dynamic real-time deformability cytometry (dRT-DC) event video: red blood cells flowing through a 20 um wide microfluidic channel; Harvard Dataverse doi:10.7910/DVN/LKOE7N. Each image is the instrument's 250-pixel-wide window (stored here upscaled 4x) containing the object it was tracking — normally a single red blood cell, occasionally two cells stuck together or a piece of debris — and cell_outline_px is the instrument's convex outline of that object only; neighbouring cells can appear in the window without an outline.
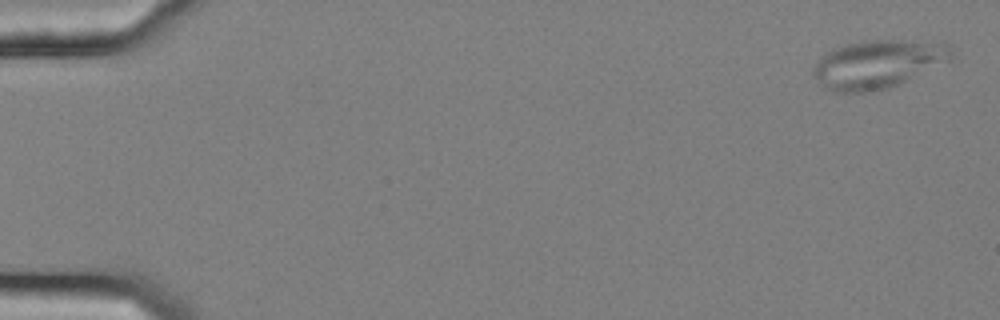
{"species": "common noctule bat (a hibernating species)", "species_latin": "Nyctalus noctula", "temperature_condition": "cold", "stored_images_in_passage": 57, "camera_frame_rate_fps": 3000, "um_per_image_px": 0.085, "animal": {"sex": "female", "body_mass_g": 25.1}, "frame": {"image": 1, "passage_image": 2, "time_ms": 0.333, "image_size_px": [1000, 320], "cell_outline_px": [[952, 56], [948, 60], [900, 84], [888, 88], [864, 92], [832, 92], [824, 88], [812, 72], [812, 68], [824, 52], [832, 48], [860, 40], [944, 40], [952, 48]], "centroid_in_image_um": [74.62, 5.41], "position_along_channel_um": 10.4, "area_um2": 39.3}}
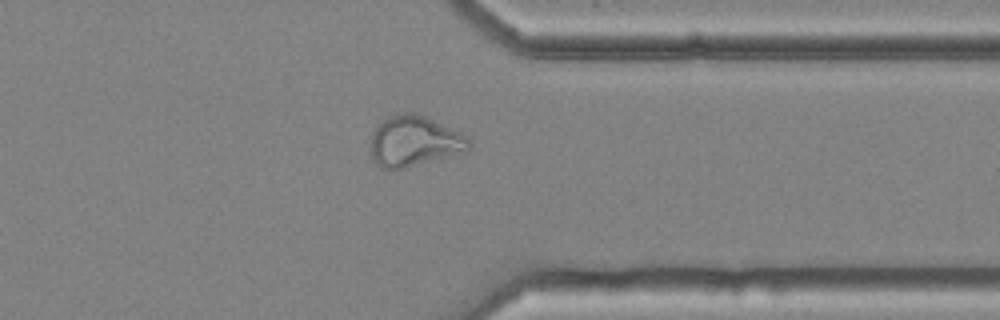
{"frame": {"image": 2, "passage_image": 45, "time_ms": 14.667, "image_size_px": [1000, 320], "cell_outline_px": [[472, 144], [468, 152], [404, 168], [380, 168], [376, 164], [372, 156], [372, 132], [388, 116], [404, 112], [412, 112], [424, 116], [460, 132], [472, 140]], "centroid_in_image_um": [35.27, 12.01], "position_along_channel_um": 376.1, "area_um2": 28.9}}
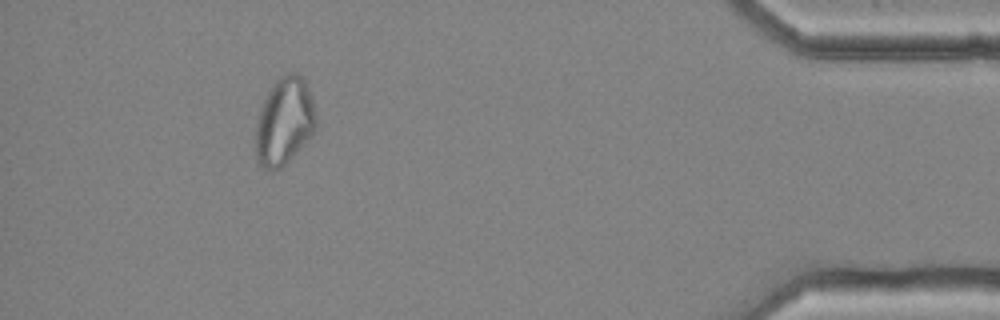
{"frame": {"image": 3, "passage_image": 52, "time_ms": 17.0, "image_size_px": [1000, 320], "cell_outline_px": [[316, 128], [312, 136], [280, 168], [272, 172], [264, 168], [256, 160], [256, 124], [260, 108], [272, 84], [284, 72], [296, 72], [304, 80], [308, 88], [312, 100], [316, 116]], "centroid_in_image_um": [24.16, 10.31], "position_along_channel_um": 411.0, "area_um2": 30.75}, "authors_computed_cell_mechanics": {"area_um2": 29.7092, "velocity_mm_per_s": 3.6028, "shape_relaxation_time_tau1_ms": null, "shape_relaxation_time_tau2_ms": 3.1228, "deformation_change_tau1": null, "deformation_change_tau2": 0.0963}}